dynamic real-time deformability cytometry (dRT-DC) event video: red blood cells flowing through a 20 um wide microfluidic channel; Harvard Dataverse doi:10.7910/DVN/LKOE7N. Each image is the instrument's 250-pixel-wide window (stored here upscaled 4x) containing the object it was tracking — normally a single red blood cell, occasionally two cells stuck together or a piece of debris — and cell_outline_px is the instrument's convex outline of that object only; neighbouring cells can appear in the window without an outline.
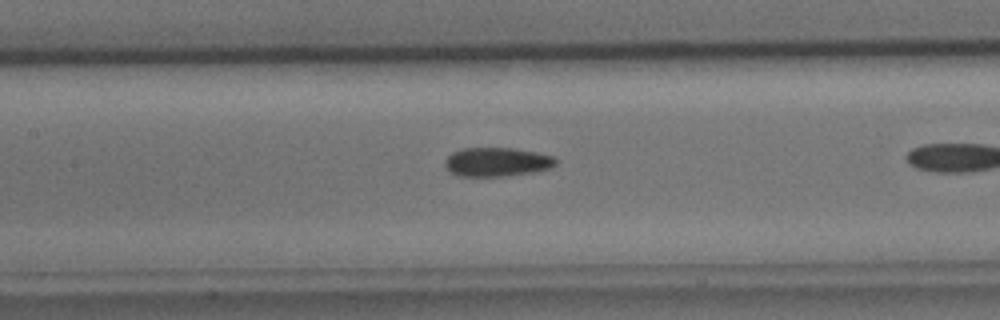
{"species": "common noctule bat (a hibernating species)", "species_latin": "Nyctalus noctula", "temperature_condition": "cold", "stored_images_in_passage": 23, "camera_frame_rate_fps": 3000, "um_per_image_px": 0.085, "animal": {"sex": "male", "body_mass_g": 15.6}, "frame": {"image": 1, "passage_image": 7, "time_ms": 2.0, "image_size_px": [1000, 320], "cell_outline_px": [[560, 160], [552, 168], [536, 172], [508, 176], [456, 176], [448, 172], [444, 164], [444, 160], [452, 152], [464, 148], [512, 148], [536, 152], [552, 156]], "centroid_in_image_um": [42.24, 13.78], "position_along_channel_um": 165.2, "area_um2": 19.07}}